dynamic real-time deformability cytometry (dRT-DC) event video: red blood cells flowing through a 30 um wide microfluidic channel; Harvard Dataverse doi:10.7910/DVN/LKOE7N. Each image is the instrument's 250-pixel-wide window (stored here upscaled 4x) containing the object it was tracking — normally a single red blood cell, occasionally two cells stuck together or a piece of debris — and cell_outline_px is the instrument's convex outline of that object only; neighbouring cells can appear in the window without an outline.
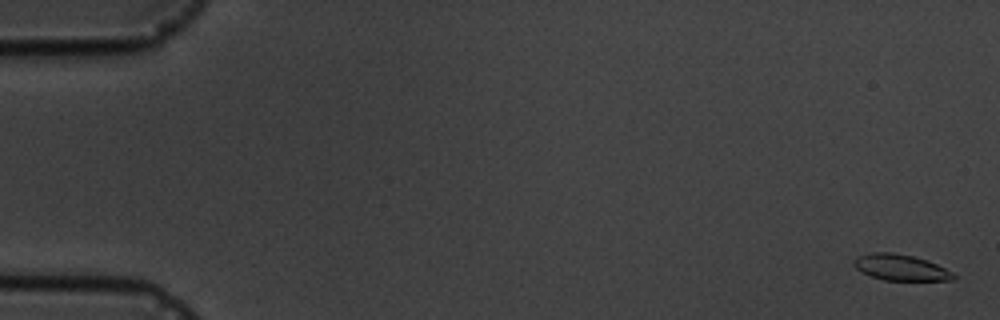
{"species": "common noctule bat (a hibernating species)", "species_latin": "Nyctalus noctula", "temperature_condition": "cold", "stored_images_in_passage": 5, "camera_frame_rate_fps": 3000, "um_per_image_px": 0.085, "animal": {"sex": "male", "body_mass_g": 19.5, "forearm_length_mm": 54.6}, "frame": {"image": 1, "passage_image": 1, "time_ms": 0.0, "image_size_px": [1000, 320], "cell_outline_px": [[956, 276], [952, 280], [884, 280], [872, 276], [856, 268], [852, 264], [856, 256], [872, 252], [892, 252], [912, 256], [936, 264], [952, 272]], "centroid_in_image_um": [76.52, 22.73], "position_along_channel_um": 8.5, "area_um2": 14.85}}